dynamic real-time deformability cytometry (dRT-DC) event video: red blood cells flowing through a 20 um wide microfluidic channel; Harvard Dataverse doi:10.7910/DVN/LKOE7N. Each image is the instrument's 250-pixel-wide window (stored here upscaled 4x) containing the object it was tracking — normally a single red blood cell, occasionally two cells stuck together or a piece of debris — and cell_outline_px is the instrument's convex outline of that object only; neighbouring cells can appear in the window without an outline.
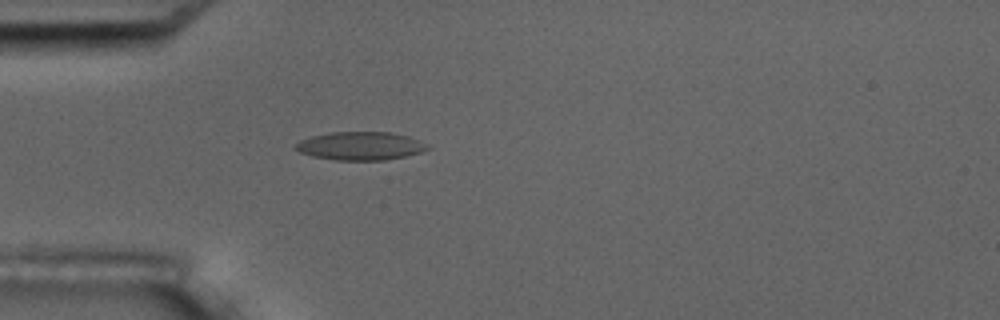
{"species": "common noctule bat (a hibernating species)", "species_latin": "Nyctalus noctula", "temperature_condition": "room temperature", "stored_images_in_passage": 5, "camera_frame_rate_fps": 3000, "um_per_image_px": 0.085, "animal": {"sex": "male", "body_mass_g": 17.5, "forearm_length_mm": 52.3}, "frame": {"image": 1, "passage_image": 5, "time_ms": 4.667, "image_size_px": [1000, 320], "cell_outline_px": [[432, 148], [420, 152], [404, 156], [384, 160], [336, 160], [312, 156], [300, 152], [292, 148], [292, 144], [300, 140], [312, 136], [328, 132], [388, 132], [408, 136], [428, 144]], "centroid_in_image_um": [30.59, 12.4], "position_along_channel_um": 54.4, "area_um2": 21.85}}